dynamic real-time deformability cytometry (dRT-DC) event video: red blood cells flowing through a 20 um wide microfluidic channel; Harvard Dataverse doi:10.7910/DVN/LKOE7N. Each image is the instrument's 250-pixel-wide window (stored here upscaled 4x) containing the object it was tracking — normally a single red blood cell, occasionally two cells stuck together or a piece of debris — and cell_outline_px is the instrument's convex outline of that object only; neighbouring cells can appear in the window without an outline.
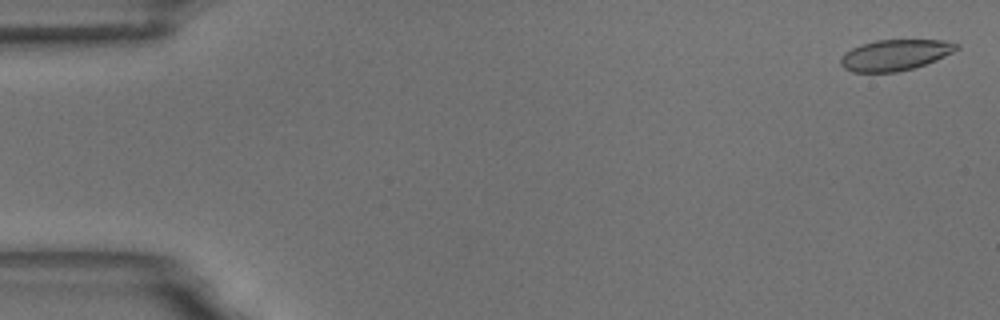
{"species": "common noctule bat (a hibernating species)", "species_latin": "Nyctalus noctula", "temperature_condition": "room temperature", "stored_images_in_passage": 58, "camera_frame_rate_fps": 3000, "um_per_image_px": 0.085, "animal": {"sex": "male", "body_mass_g": 18.8}, "frame": {"image": 1, "passage_image": 2, "time_ms": 0.333, "image_size_px": [1000, 320], "cell_outline_px": [[960, 48], [936, 60], [912, 68], [896, 72], [852, 72], [844, 68], [840, 64], [840, 60], [844, 52], [860, 44], [876, 40], [944, 40], [960, 44]], "centroid_in_image_um": [76.06, 4.67], "position_along_channel_um": 8.9, "area_um2": 20.87}}
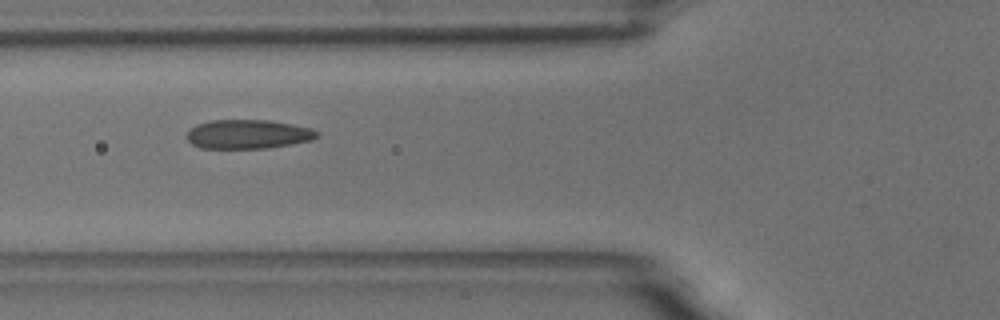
{"frame": {"image": 2, "passage_image": 22, "time_ms": 7.0, "image_size_px": [1000, 320], "cell_outline_px": [[320, 136], [312, 140], [292, 144], [268, 148], [200, 148], [192, 144], [184, 136], [196, 124], [212, 120], [268, 120], [292, 124], [312, 128], [320, 132]], "centroid_in_image_um": [21.11, 11.41], "position_along_channel_um": 104.7, "area_um2": 22.25}}
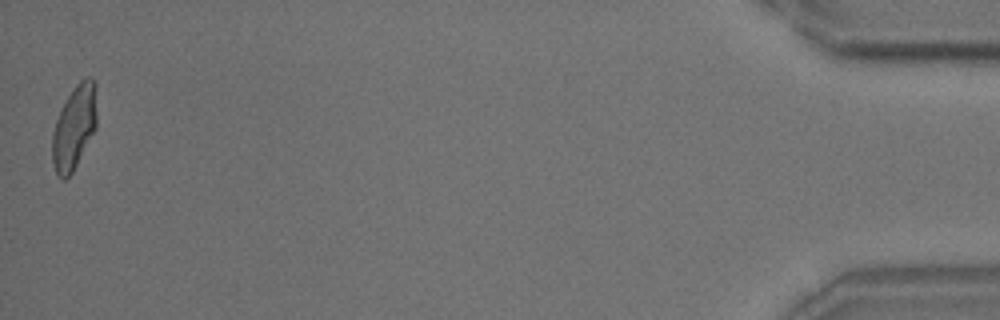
{"frame": {"image": 3, "passage_image": 58, "time_ms": 19.0, "image_size_px": [1000, 320], "cell_outline_px": [[96, 128], [72, 172], [64, 180], [56, 172], [52, 160], [52, 132], [56, 120], [68, 96], [76, 84], [80, 80], [88, 76], [92, 76], [96, 84]], "centroid_in_image_um": [6.32, 10.78], "position_along_channel_um": 428.9, "area_um2": 21.56}, "authors_computed_cell_mechanics": {"area_um2": 21.8195, "velocity_mm_per_s": 3.4783, "shape_relaxation_time_tau1_ms": 5.1609, "shape_relaxation_time_tau2_ms": 0.8214, "deformation_change_tau1": 0.1433, "deformation_change_tau2": 0.0535}}